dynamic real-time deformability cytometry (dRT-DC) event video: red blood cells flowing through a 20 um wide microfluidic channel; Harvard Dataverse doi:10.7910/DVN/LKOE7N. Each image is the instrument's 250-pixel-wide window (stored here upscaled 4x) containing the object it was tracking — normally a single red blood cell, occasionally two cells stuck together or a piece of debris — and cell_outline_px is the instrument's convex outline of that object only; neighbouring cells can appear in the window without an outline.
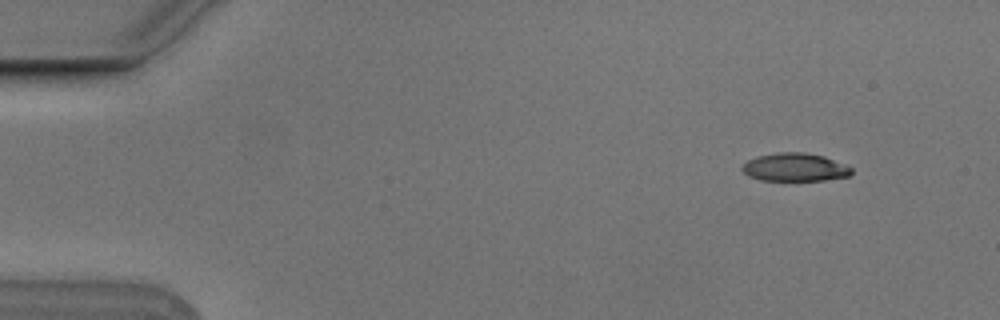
{"species": "Egyptian fruit bat (a non-hibernating species)", "species_latin": "Rousettus aegyptiacus", "temperature_condition": "cold", "stored_images_in_passage": 4, "camera_frame_rate_fps": 3000, "um_per_image_px": 0.085, "animal": {"sex": "male"}, "frame": {"image": 1, "passage_image": 1, "time_ms": 0.0, "image_size_px": [1000, 320], "cell_outline_px": [[852, 172], [848, 176], [824, 180], [760, 180], [748, 176], [740, 168], [748, 160], [756, 156], [776, 152], [804, 152], [824, 156], [852, 168]], "centroid_in_image_um": [67.53, 14.21], "position_along_channel_um": 17.5, "area_um2": 17.86}}
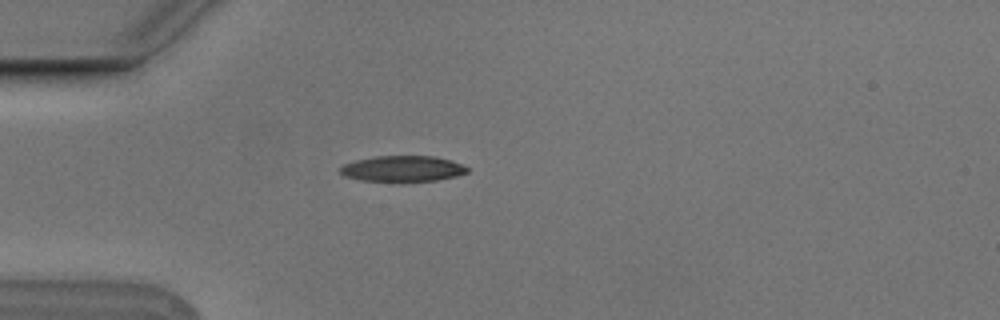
{"frame": {"image": 2, "passage_image": 4, "time_ms": 1.0, "image_size_px": [1000, 320], "cell_outline_px": [[468, 172], [456, 176], [436, 180], [360, 180], [344, 176], [340, 172], [340, 168], [344, 164], [356, 160], [376, 156], [432, 156], [452, 160], [468, 168]], "centroid_in_image_um": [34.22, 14.32], "position_along_channel_um": 50.8, "area_um2": 18.67}}